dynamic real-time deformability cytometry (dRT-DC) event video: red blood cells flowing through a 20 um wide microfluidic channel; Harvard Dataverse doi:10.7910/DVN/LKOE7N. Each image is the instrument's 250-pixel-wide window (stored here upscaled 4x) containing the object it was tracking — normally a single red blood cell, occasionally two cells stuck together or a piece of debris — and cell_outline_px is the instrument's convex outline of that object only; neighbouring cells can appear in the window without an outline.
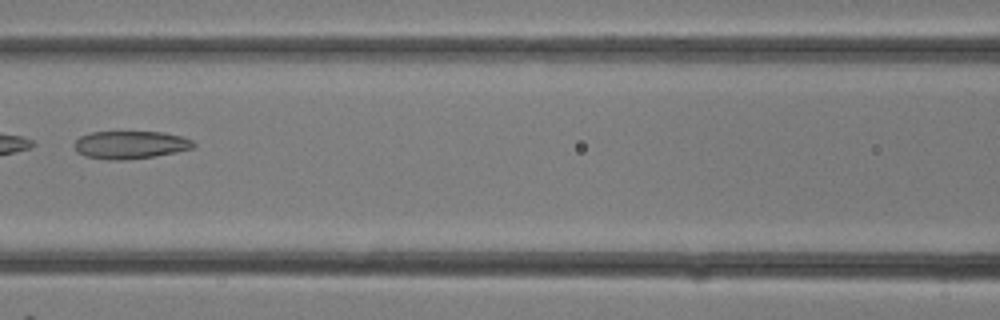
{"species": "common noctule bat (a hibernating species)", "species_latin": "Nyctalus noctula", "temperature_condition": "room temperature", "stored_images_in_passage": 29, "camera_frame_rate_fps": 3000, "um_per_image_px": 0.085, "animal": {"sex": "female"}, "frame": {"image": 1, "passage_image": 13, "time_ms": 4.0, "image_size_px": [1000, 320], "cell_outline_px": [[196, 144], [192, 148], [176, 152], [152, 156], [120, 160], [108, 160], [84, 156], [76, 152], [72, 144], [80, 136], [92, 132], [164, 132], [180, 136], [192, 140]], "centroid_in_image_um": [11.03, 12.31], "position_along_channel_um": 155.6, "area_um2": 19.31}}